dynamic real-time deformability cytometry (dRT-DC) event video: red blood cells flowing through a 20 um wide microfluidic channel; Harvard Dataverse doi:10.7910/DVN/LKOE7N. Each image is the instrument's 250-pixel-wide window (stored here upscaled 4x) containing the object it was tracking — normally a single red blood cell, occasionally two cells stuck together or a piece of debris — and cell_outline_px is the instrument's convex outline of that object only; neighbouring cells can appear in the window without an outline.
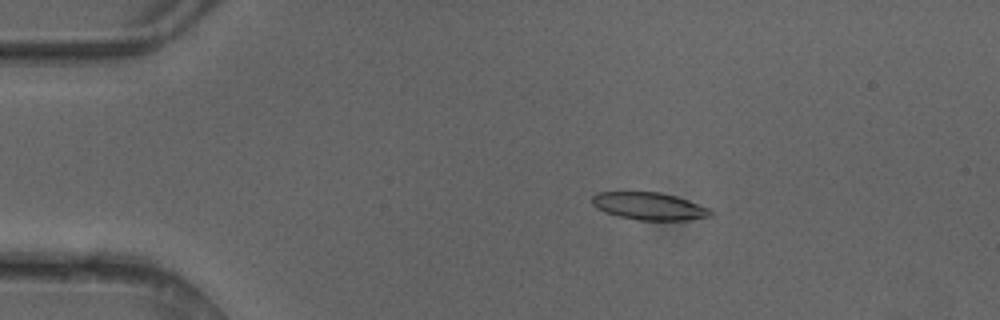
{"species": "common noctule bat (a hibernating species)", "species_latin": "Nyctalus noctula", "temperature_condition": "cold", "stored_images_in_passage": 5, "camera_frame_rate_fps": 3000, "um_per_image_px": 0.085, "animal": {"sex": "female"}, "frame": {"image": 1, "passage_image": 3, "time_ms": 0.667, "image_size_px": [1000, 320], "cell_outline_px": [[712, 216], [684, 220], [640, 220], [616, 216], [604, 212], [596, 208], [592, 204], [592, 196], [596, 192], [660, 192], [676, 196], [712, 208]], "centroid_in_image_um": [55.18, 17.52], "position_along_channel_um": 29.8, "area_um2": 19.13}}